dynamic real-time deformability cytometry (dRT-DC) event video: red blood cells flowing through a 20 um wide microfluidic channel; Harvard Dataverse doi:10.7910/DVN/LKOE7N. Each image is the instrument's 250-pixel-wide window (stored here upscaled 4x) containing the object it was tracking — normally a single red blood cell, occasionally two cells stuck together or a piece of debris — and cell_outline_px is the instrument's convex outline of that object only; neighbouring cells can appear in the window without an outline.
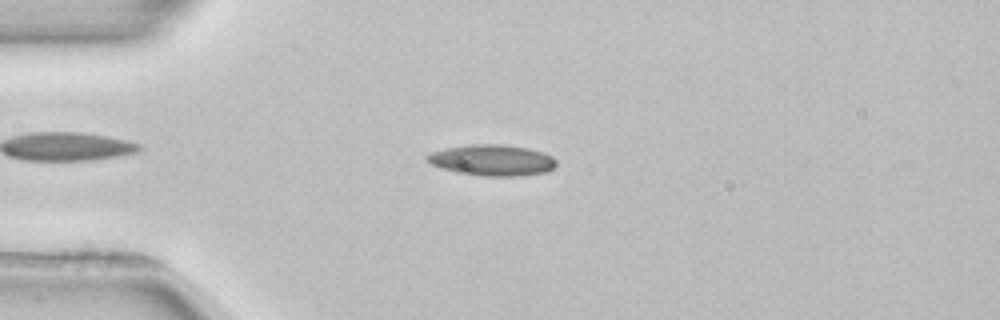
{"species": "common noctule bat (a hibernating species)", "species_latin": "Nyctalus noctula", "temperature_condition": "room temperature", "stored_images_in_passage": 49, "camera_frame_rate_fps": 3000, "um_per_image_px": 0.085, "animal": {"sex": "female", "body_mass_g": 22.7, "forearm_length_mm": 54.2}, "frame": {"image": 1, "passage_image": 10, "time_ms": 3.0, "image_size_px": [1000, 320], "cell_outline_px": [[556, 164], [552, 168], [544, 172], [520, 176], [484, 176], [456, 172], [440, 168], [432, 164], [424, 156], [432, 152], [444, 148], [468, 144], [504, 144], [528, 148], [544, 152], [552, 156], [556, 160]], "centroid_in_image_um": [41.82, 13.6], "position_along_channel_um": 43.2, "area_um2": 23.47}}
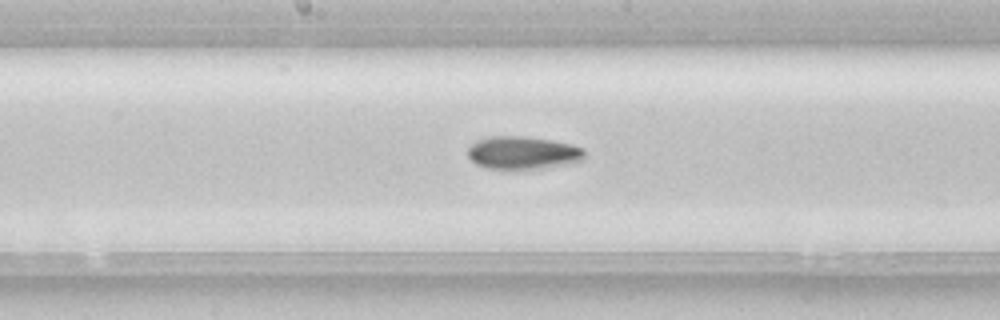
{"frame": {"image": 2, "passage_image": 24, "time_ms": 7.667, "image_size_px": [1000, 320], "cell_outline_px": [[584, 160], [576, 164], [540, 168], [488, 168], [476, 164], [468, 156], [468, 148], [476, 140], [488, 136], [528, 136], [552, 140], [572, 144], [584, 148]], "centroid_in_image_um": [44.5, 12.97], "position_along_channel_um": 203.7, "area_um2": 22.6}}
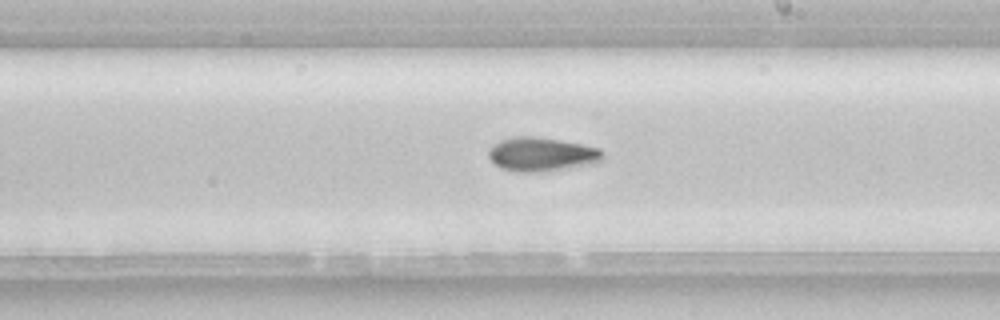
{"frame": {"image": 3, "passage_image": 27, "time_ms": 8.667, "image_size_px": [1000, 320], "cell_outline_px": [[604, 160], [596, 164], [568, 168], [536, 172], [516, 172], [500, 168], [488, 156], [488, 152], [492, 144], [500, 140], [516, 136], [532, 136], [560, 140], [600, 148], [604, 152]], "centroid_in_image_um": [46.07, 13.12], "position_along_channel_um": 242.9, "area_um2": 22.77}}